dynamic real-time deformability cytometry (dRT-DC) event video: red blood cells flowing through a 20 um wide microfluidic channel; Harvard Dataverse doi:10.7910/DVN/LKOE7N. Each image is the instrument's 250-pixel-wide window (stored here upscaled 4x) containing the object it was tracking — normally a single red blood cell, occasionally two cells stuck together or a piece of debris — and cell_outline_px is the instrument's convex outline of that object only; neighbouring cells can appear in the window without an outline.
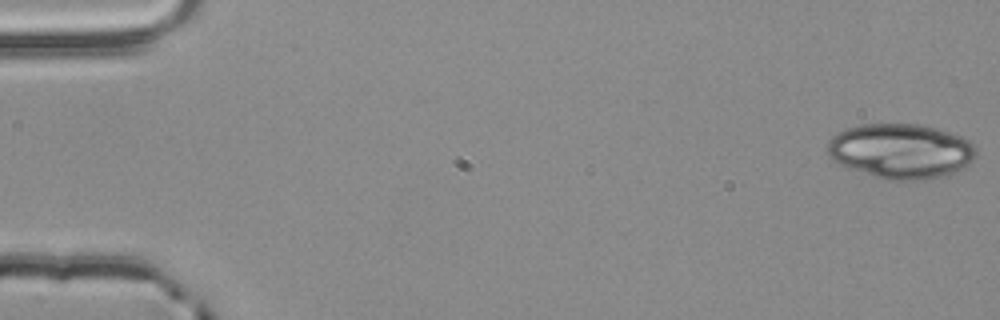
{"species": "common noctule bat (a hibernating species)", "species_latin": "Nyctalus noctula", "temperature_condition": "room temperature", "stored_images_in_passage": 54, "segment_of_instrument_passage": [1, 2], "camera_frame_rate_fps": 3000, "um_per_image_px": 0.085, "animal": {"sex": "male", "body_mass_g": 20.4}, "frame": {"image": 1, "passage_image": 1, "time_ms": 0.0, "image_size_px": [1000, 320], "cell_outline_px": [[976, 156], [964, 168], [948, 176], [924, 180], [888, 180], [840, 164], [832, 160], [828, 156], [828, 140], [832, 136], [844, 128], [860, 124], [920, 124], [936, 128], [960, 136], [968, 140], [976, 148]], "centroid_in_image_um": [76.59, 12.84], "position_along_channel_um": 8.4, "area_um2": 47.69}}